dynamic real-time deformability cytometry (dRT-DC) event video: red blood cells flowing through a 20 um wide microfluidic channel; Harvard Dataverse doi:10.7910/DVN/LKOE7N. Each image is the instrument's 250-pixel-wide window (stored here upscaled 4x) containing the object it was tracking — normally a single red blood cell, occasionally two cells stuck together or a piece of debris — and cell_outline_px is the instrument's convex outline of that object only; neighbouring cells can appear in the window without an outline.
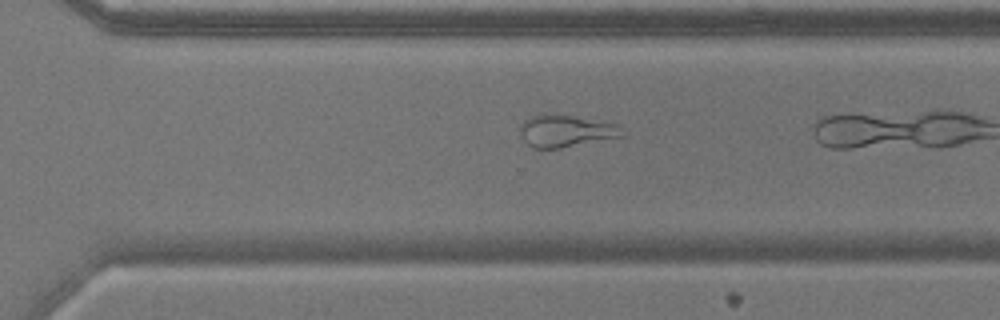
{"species": "common noctule bat (a hibernating species)", "species_latin": "Nyctalus noctula", "temperature_condition": "warm", "stored_images_in_passage": 29, "camera_frame_rate_fps": 3000, "um_per_image_px": 0.085, "animal": {"sex": "male", "body_mass_g": 17.9}, "frame": {"image": 1, "passage_image": 25, "time_ms": 8.0, "image_size_px": [1000, 320], "cell_outline_px": [[624, 136], [560, 148], [532, 148], [524, 140], [520, 132], [520, 124], [524, 120], [532, 116], [572, 116], [616, 124]], "centroid_in_image_um": [48.06, 11.16], "position_along_channel_um": 322.5, "area_um2": 18.32}}